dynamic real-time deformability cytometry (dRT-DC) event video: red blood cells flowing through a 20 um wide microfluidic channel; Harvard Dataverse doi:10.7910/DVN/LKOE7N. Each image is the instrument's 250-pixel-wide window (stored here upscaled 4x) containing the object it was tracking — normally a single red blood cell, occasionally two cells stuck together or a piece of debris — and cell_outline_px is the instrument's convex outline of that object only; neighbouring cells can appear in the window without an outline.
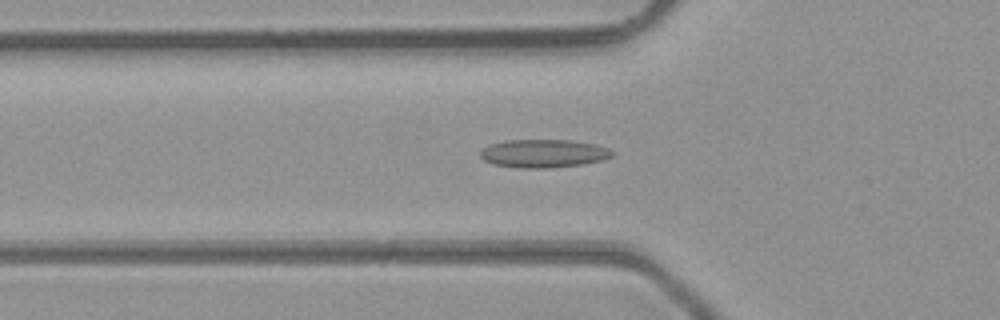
{"species": "common noctule bat (a hibernating species)", "species_latin": "Nyctalus noctula", "temperature_condition": "room temperature", "stored_images_in_passage": 47, "camera_frame_rate_fps": 3000, "um_per_image_px": 0.085, "animal": {"sex": "male", "body_mass_g": 23.1, "forearm_length_mm": 52.7}, "frame": {"image": 1, "passage_image": 16, "time_ms": 5.0, "image_size_px": [1000, 320], "cell_outline_px": [[612, 156], [604, 160], [584, 164], [552, 168], [516, 168], [492, 164], [484, 160], [480, 156], [480, 152], [484, 148], [492, 144], [508, 140], [572, 140], [596, 144], [608, 148], [612, 152]], "centroid_in_image_um": [46.22, 13.05], "position_along_channel_um": 79.6, "area_um2": 21.79}}
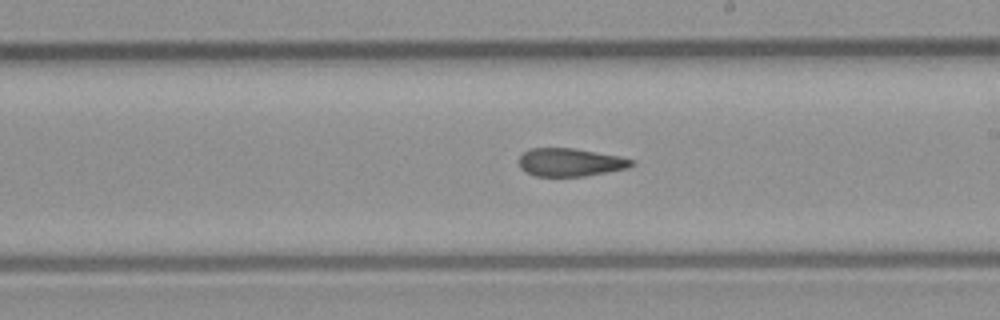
{"frame": {"image": 2, "passage_image": 27, "time_ms": 8.667, "image_size_px": [1000, 320], "cell_outline_px": [[636, 164], [628, 168], [584, 176], [536, 176], [524, 172], [520, 168], [516, 160], [528, 148], [572, 148], [620, 156], [636, 160]], "centroid_in_image_um": [48.45, 13.79], "position_along_channel_um": 240.6, "area_um2": 18.67}}
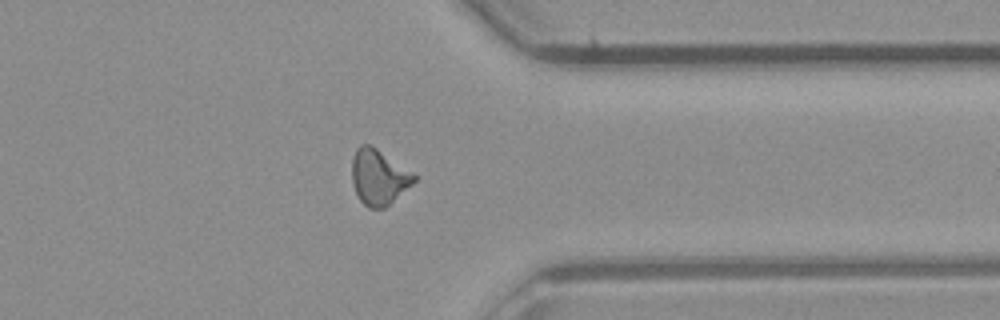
{"frame": {"image": 3, "passage_image": 37, "time_ms": 12.0, "image_size_px": [1000, 320], "cell_outline_px": [[416, 180], [412, 184], [384, 208], [368, 208], [360, 200], [352, 184], [352, 160], [356, 148], [360, 144], [372, 144], [412, 172], [416, 176]], "centroid_in_image_um": [32.17, 15.02], "position_along_channel_um": 379.2, "area_um2": 20.0}, "authors_computed_cell_mechanics": {"area_um2": 19.5942, "velocity_mm_per_s": 4.3514, "shape_relaxation_time_tau1_ms": null, "shape_relaxation_time_tau2_ms": 3.8963, "deformation_change_tau1": null, "deformation_change_tau2": 0.1262}}